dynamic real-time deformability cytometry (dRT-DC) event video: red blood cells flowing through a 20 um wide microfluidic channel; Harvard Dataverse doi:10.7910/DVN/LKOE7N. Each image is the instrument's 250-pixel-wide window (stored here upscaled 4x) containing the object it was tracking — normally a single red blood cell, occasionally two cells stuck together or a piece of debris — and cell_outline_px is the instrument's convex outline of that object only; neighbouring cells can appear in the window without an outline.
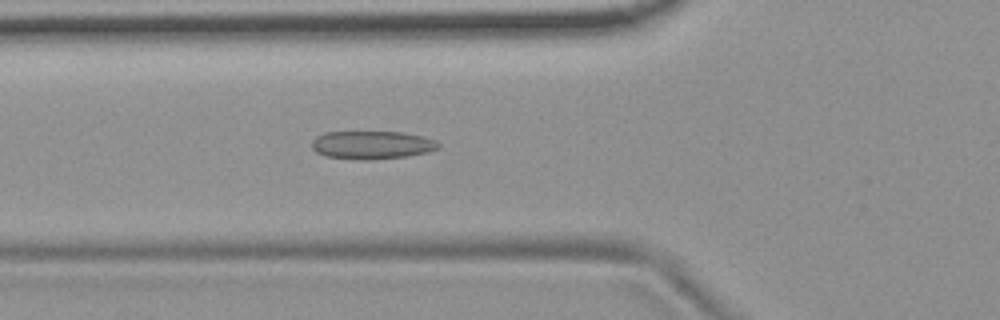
{"species": "common noctule bat (a hibernating species)", "species_latin": "Nyctalus noctula", "temperature_condition": "room temperature", "stored_images_in_passage": 6, "camera_frame_rate_fps": 3000, "um_per_image_px": 0.085, "animal": {"sex": "female", "body_mass_g": 19.9}, "frame": {"image": 1, "passage_image": 6, "time_ms": 6.0, "image_size_px": [1000, 320], "cell_outline_px": [[440, 148], [428, 152], [408, 156], [372, 160], [360, 160], [324, 156], [316, 152], [312, 148], [312, 140], [316, 136], [324, 132], [400, 132], [424, 136], [436, 140], [440, 144]], "centroid_in_image_um": [31.62, 12.33], "position_along_channel_um": 94.2, "area_um2": 21.04}}